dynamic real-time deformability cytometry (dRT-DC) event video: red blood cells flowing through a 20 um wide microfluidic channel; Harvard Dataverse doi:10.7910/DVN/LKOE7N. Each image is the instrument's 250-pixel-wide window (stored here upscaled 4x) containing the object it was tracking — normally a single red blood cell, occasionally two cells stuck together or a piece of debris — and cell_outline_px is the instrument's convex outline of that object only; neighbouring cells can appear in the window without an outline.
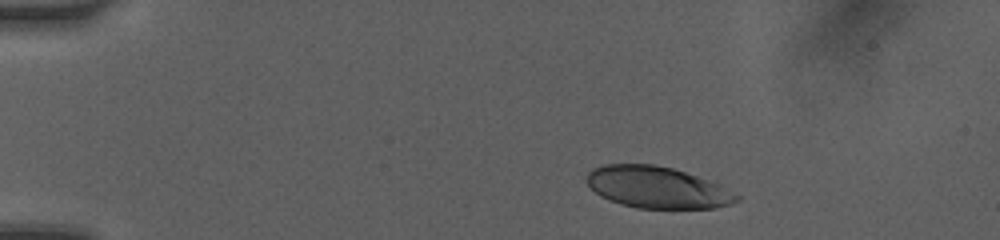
{"species": "human", "species_latin": "Homo sapiens", "temperature_condition": "room temperature", "stored_images_in_passage": 5, "camera_frame_rate_fps": 3000, "um_per_image_px": 0.085, "donor": {"sex": "female"}, "frame": {"image": 1, "passage_image": 1, "time_ms": 0.0, "image_size_px": [1000, 240], "cell_outline_px": [[740, 200], [732, 204], [716, 208], [636, 208], [620, 204], [600, 196], [584, 180], [588, 172], [592, 168], [600, 164], [656, 164], [672, 168], [720, 184], [740, 196]], "centroid_in_image_um": [55.85, 15.92], "position_along_channel_um": 29.2, "area_um2": 36.53}}
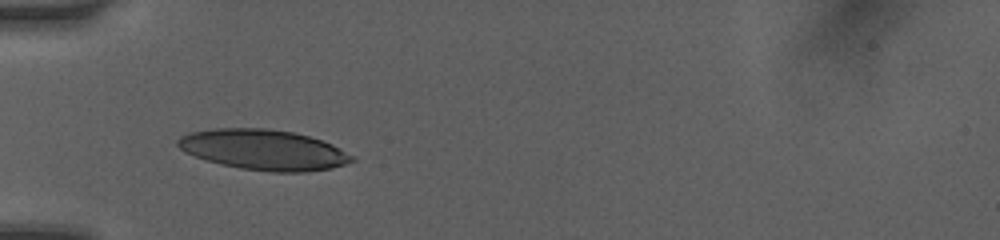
{"frame": {"image": 2, "passage_image": 4, "time_ms": 2.667, "image_size_px": [1000, 240], "cell_outline_px": [[356, 160], [332, 168], [308, 172], [272, 172], [240, 168], [220, 164], [196, 156], [180, 148], [176, 144], [176, 140], [180, 136], [188, 132], [212, 128], [268, 128], [292, 132], [308, 136], [332, 144], [356, 156]], "centroid_in_image_um": [22.42, 12.73], "position_along_channel_um": 62.6, "area_um2": 41.1}}
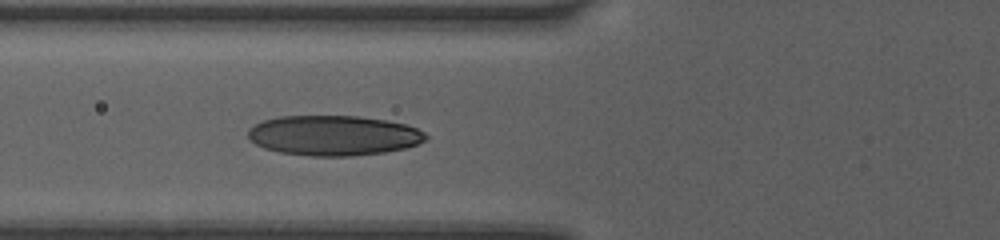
{"frame": {"image": 3, "passage_image": 5, "time_ms": 3.667, "image_size_px": [1000, 240], "cell_outline_px": [[428, 136], [424, 140], [416, 144], [404, 148], [384, 152], [352, 156], [312, 156], [280, 152], [264, 148], [248, 140], [248, 128], [260, 120], [280, 116], [356, 116], [384, 120], [404, 124], [416, 128], [424, 132]], "centroid_in_image_um": [28.28, 11.51], "position_along_channel_um": 97.5, "area_um2": 41.5}}